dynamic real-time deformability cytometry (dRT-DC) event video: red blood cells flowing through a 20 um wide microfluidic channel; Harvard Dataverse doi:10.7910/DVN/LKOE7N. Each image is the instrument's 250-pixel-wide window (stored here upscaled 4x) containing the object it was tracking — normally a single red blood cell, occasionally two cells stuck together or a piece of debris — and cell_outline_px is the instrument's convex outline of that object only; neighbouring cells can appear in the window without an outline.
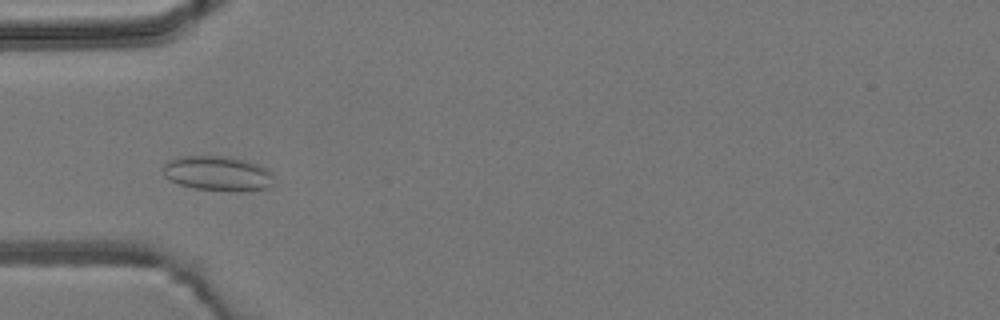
{"species": "common noctule bat (a hibernating species)", "species_latin": "Nyctalus noctula", "temperature_condition": "room temperature", "stored_images_in_passage": 6, "camera_frame_rate_fps": 3000, "um_per_image_px": 0.085, "animal": {"sex": "male", "body_mass_g": 19.2, "forearm_length_mm": 51.8}, "frame": {"image": 1, "passage_image": 4, "time_ms": 3.667, "image_size_px": [1000, 320], "cell_outline_px": [[272, 184], [268, 188], [248, 192], [232, 192], [196, 188], [180, 184], [164, 176], [164, 164], [168, 160], [180, 156], [224, 156], [244, 160], [256, 164], [272, 172]], "centroid_in_image_um": [18.53, 14.76], "position_along_channel_um": 66.5, "area_um2": 22.48}}
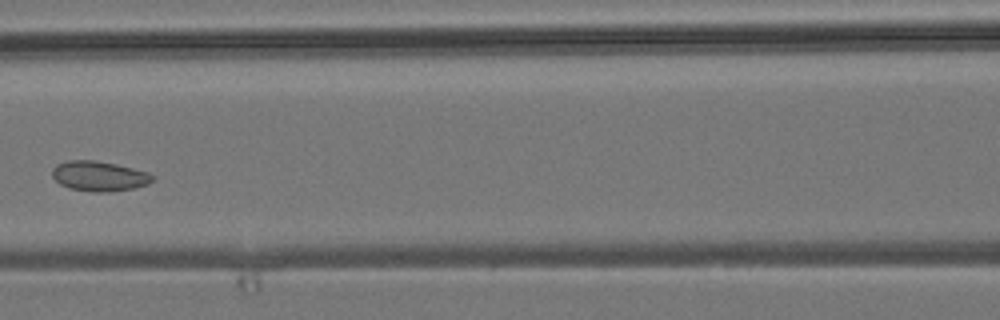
{"frame": {"image": 2, "passage_image": 6, "time_ms": 6.0, "image_size_px": [1000, 320], "cell_outline_px": [[156, 176], [148, 184], [132, 188], [108, 192], [92, 192], [68, 188], [60, 184], [52, 176], [52, 168], [56, 164], [68, 160], [92, 160], [116, 164], [148, 172]], "centroid_in_image_um": [8.41, 14.97], "position_along_channel_um": 158.2, "area_um2": 17.57}}